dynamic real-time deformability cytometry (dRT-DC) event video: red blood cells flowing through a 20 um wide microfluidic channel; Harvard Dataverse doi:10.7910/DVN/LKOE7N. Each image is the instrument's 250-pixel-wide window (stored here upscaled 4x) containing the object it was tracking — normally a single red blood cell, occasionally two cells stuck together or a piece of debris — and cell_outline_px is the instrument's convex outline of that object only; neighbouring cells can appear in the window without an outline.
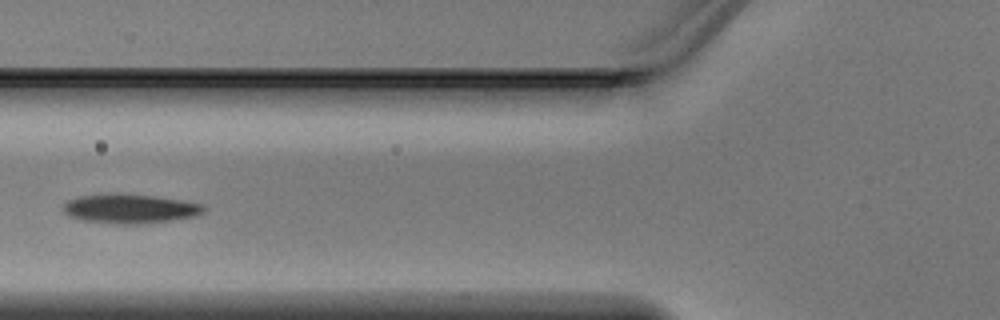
{"species": "Egyptian fruit bat (a non-hibernating species)", "species_latin": "Rousettus aegyptiacus", "temperature_condition": "warm", "stored_images_in_passage": 4, "camera_frame_rate_fps": 3000, "um_per_image_px": 0.085, "animal": {"sex": "male"}, "frame": {"image": 1, "passage_image": 4, "time_ms": 1.0, "image_size_px": [1000, 320], "cell_outline_px": [[208, 208], [204, 212], [196, 216], [172, 220], [140, 224], [112, 224], [84, 220], [68, 216], [64, 212], [64, 204], [68, 200], [80, 196], [152, 196], [180, 200], [204, 204]], "centroid_in_image_um": [11.12, 17.79], "position_along_channel_um": 114.7, "area_um2": 23.18}}